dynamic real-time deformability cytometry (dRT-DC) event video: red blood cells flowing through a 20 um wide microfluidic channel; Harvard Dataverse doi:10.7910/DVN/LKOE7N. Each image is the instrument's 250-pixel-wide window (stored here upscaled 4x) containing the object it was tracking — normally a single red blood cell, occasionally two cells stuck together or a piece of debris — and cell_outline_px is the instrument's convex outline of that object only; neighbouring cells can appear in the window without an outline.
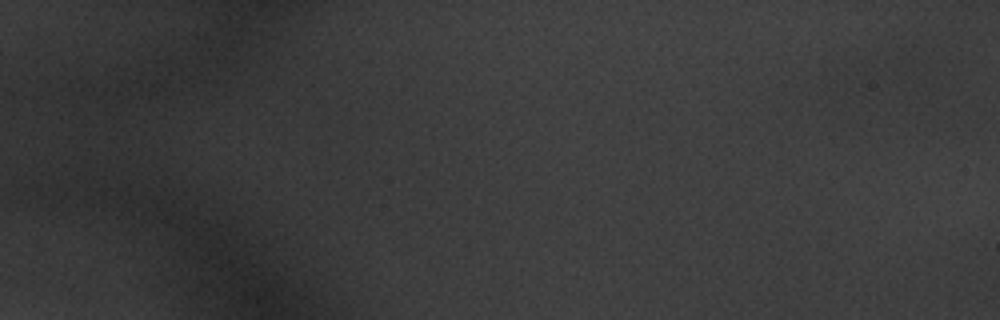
{"species": "common noctule bat (a hibernating species)", "species_latin": "Nyctalus noctula", "temperature_condition": "warm", "stored_images_in_passage": 16, "segment_of_instrument_passage": [1, 2], "camera_frame_rate_fps": 3000, "um_per_image_px": 0.085, "animal": {"sex": "male", "body_mass_g": 20.1, "forearm_length_mm": 53.5}, "frame": {"image": 1, "passage_image": 1, "time_ms": 0.0, "image_size_px": [1000, 320], "cell_outline_px": [[940, 60], [920, 88], [860, 100], [852, 92], [852, 64], [900, 36], [908, 32], [928, 36], [936, 40], [940, 44]], "centroid_in_image_um": [76.15, 5.66], "position_along_channel_um": 8.9, "area_um2": 29.36}}
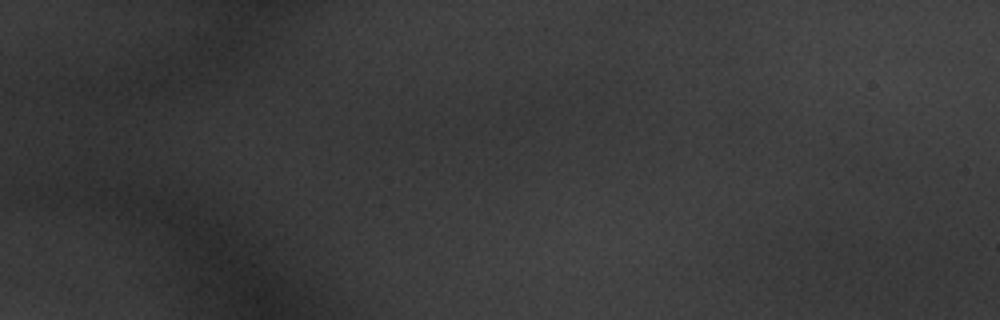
{"frame": {"image": 2, "passage_image": 14, "time_ms": 4.333, "image_size_px": [1000, 320], "cell_outline_px": [[592, 100], [588, 112], [572, 128], [516, 140], [500, 132], [496, 124], [496, 120], [504, 104], [528, 96], [592, 96]], "centroid_in_image_um": [46.03, 9.79], "position_along_channel_um": 39.0, "area_um2": 22.37}}